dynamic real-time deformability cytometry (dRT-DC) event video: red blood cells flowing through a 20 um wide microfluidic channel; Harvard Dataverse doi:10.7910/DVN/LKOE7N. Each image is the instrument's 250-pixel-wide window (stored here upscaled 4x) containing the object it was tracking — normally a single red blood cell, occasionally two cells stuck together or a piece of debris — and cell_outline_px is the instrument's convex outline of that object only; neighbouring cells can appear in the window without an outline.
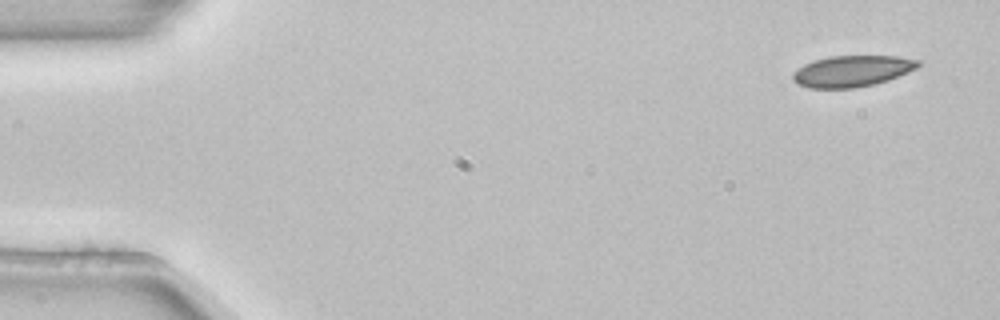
{"species": "common noctule bat (a hibernating species)", "species_latin": "Nyctalus noctula", "temperature_condition": "room temperature", "stored_images_in_passage": 3, "camera_frame_rate_fps": 3000, "um_per_image_px": 0.085, "animal": {"sex": "female", "body_mass_g": 22.7, "forearm_length_mm": 54.2}, "frame": {"image": 1, "passage_image": 1, "time_ms": 0.0, "image_size_px": [1000, 320], "cell_outline_px": [[920, 64], [916, 68], [908, 72], [888, 80], [876, 84], [856, 88], [808, 88], [796, 84], [792, 80], [792, 72], [804, 64], [828, 56], [896, 56], [920, 60]], "centroid_in_image_um": [72.4, 6.05], "position_along_channel_um": 12.6, "area_um2": 22.95}}